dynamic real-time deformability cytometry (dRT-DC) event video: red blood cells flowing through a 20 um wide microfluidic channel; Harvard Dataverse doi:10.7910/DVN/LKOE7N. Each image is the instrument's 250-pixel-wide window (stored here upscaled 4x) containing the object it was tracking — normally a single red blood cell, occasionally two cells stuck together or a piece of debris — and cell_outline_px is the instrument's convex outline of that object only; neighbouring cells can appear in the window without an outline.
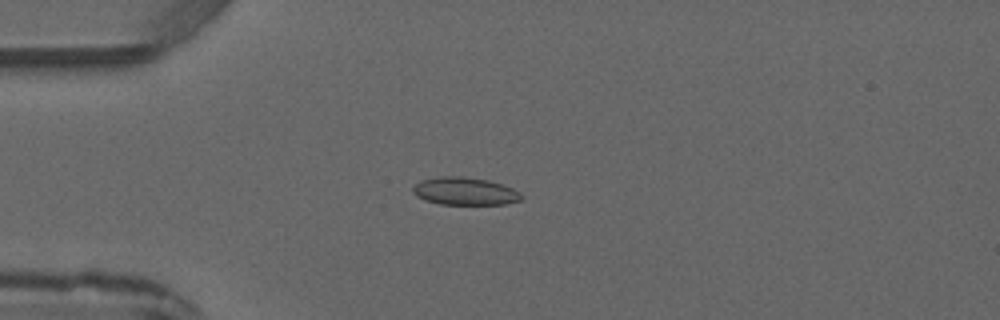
{"species": "common noctule bat (a hibernating species)", "species_latin": "Nyctalus noctula", "temperature_condition": "warm", "stored_images_in_passage": 3, "camera_frame_rate_fps": 3000, "um_per_image_px": 0.085, "animal": {"sex": "male", "forearm_length_mm": 52.5}, "frame": {"image": 1, "passage_image": 3, "time_ms": 3.0, "image_size_px": [1000, 320], "cell_outline_px": [[524, 196], [520, 200], [504, 204], [440, 204], [424, 200], [416, 196], [412, 192], [412, 188], [420, 180], [444, 176], [460, 176], [488, 180], [512, 188], [520, 192]], "centroid_in_image_um": [39.49, 16.25], "position_along_channel_um": 45.5, "area_um2": 17.46}}